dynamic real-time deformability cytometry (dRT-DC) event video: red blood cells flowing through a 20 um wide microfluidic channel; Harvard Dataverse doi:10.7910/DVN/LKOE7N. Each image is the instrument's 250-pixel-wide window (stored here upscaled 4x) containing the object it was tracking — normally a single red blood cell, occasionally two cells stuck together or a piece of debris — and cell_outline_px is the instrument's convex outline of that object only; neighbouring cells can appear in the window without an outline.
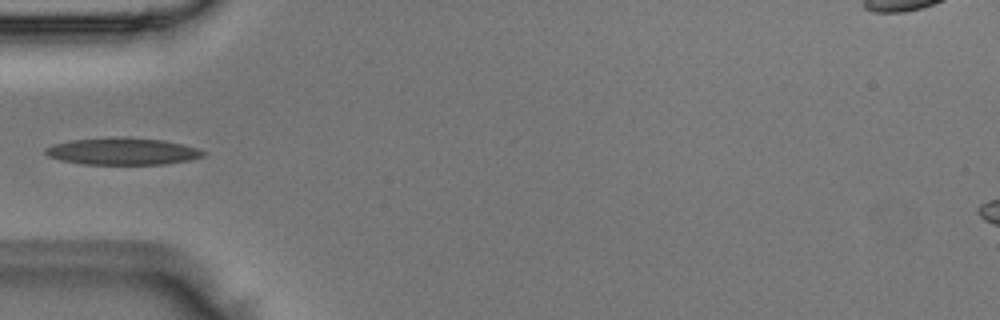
{"species": "Egyptian fruit bat (a non-hibernating species)", "species_latin": "Rousettus aegyptiacus", "temperature_condition": "room temperature", "stored_images_in_passage": 4, "camera_frame_rate_fps": 3000, "um_per_image_px": 0.085, "animal": {"sex": "male"}, "frame": {"image": 1, "passage_image": 4, "time_ms": 1.0, "image_size_px": [1000, 320], "cell_outline_px": [[208, 152], [204, 156], [188, 160], [164, 164], [80, 164], [60, 160], [48, 156], [44, 152], [44, 148], [56, 144], [72, 140], [124, 136], [128, 136], [164, 140], [184, 144]], "centroid_in_image_um": [10.44, 12.85], "position_along_channel_um": 74.6, "area_um2": 24.97}}